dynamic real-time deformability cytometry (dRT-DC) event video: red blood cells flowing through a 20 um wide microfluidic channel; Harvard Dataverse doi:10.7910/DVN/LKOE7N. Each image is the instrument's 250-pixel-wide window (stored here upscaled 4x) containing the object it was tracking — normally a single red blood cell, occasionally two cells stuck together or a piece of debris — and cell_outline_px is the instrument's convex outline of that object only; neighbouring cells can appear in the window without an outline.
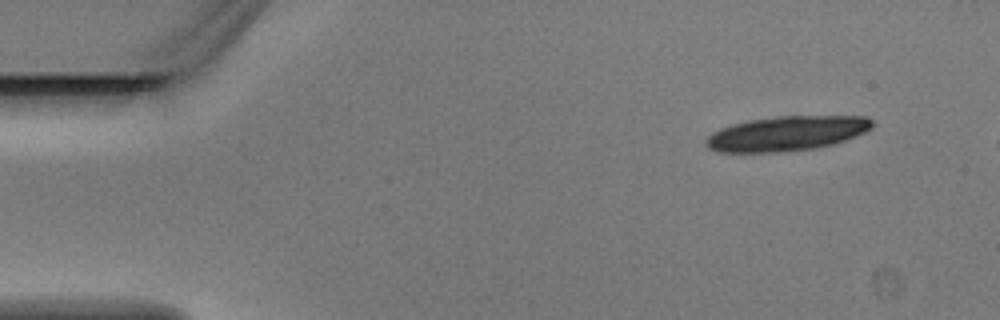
{"species": "Egyptian fruit bat (a non-hibernating species)", "species_latin": "Rousettus aegyptiacus", "temperature_condition": "warm", "stored_images_in_passage": 4, "camera_frame_rate_fps": 3000, "um_per_image_px": 0.085, "animal": {"sex": "male"}, "frame": {"image": 1, "passage_image": 1, "time_ms": 0.0, "image_size_px": [1000, 320], "cell_outline_px": [[876, 124], [872, 128], [864, 132], [844, 140], [832, 144], [812, 148], [780, 152], [716, 152], [708, 148], [704, 144], [704, 140], [712, 132], [720, 128], [732, 124], [748, 120], [776, 116], [868, 116]], "centroid_in_image_um": [66.84, 11.33], "position_along_channel_um": 18.2, "area_um2": 33.76}}